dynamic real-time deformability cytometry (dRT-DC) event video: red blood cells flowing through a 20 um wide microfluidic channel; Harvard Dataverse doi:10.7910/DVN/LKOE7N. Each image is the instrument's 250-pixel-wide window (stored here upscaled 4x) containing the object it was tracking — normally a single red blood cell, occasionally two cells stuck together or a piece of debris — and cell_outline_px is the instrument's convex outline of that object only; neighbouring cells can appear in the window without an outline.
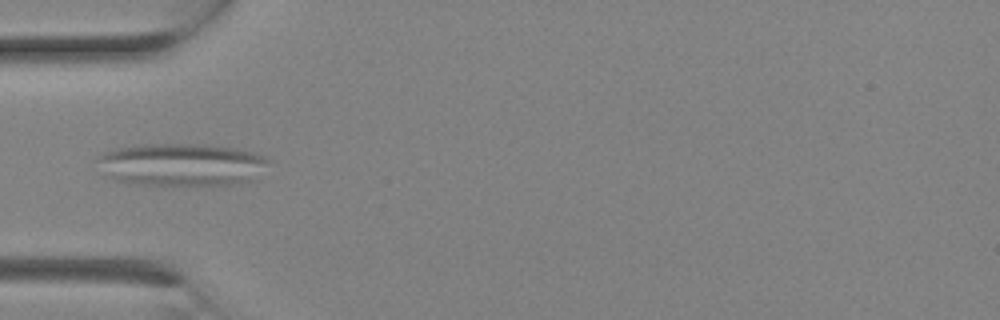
{"species": "Egyptian fruit bat (a non-hibernating species)", "species_latin": "Rousettus aegyptiacus", "temperature_condition": "room temperature", "stored_images_in_passage": 2, "camera_frame_rate_fps": 3000, "um_per_image_px": 0.085, "animal": {"sex": "female"}, "frame": {"image": 1, "passage_image": 1, "time_ms": 0.0, "image_size_px": [1000, 320], "cell_outline_px": [[268, 160], [256, 180], [232, 184], [136, 184], [116, 180], [108, 176], [96, 160], [96, 156], [104, 152], [116, 148], [144, 144], [208, 144], [232, 148], [252, 152], [264, 156]], "centroid_in_image_um": [15.41, 13.97], "position_along_channel_um": 69.6, "area_um2": 42.14}}